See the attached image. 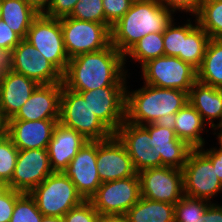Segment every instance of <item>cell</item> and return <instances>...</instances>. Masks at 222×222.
Here are the masks:
<instances>
[{
	"instance_id": "cell-1",
	"label": "cell",
	"mask_w": 222,
	"mask_h": 222,
	"mask_svg": "<svg viewBox=\"0 0 222 222\" xmlns=\"http://www.w3.org/2000/svg\"><path fill=\"white\" fill-rule=\"evenodd\" d=\"M125 56L112 44L69 59L62 74L63 86L75 92L106 86H126Z\"/></svg>"
},
{
	"instance_id": "cell-2",
	"label": "cell",
	"mask_w": 222,
	"mask_h": 222,
	"mask_svg": "<svg viewBox=\"0 0 222 222\" xmlns=\"http://www.w3.org/2000/svg\"><path fill=\"white\" fill-rule=\"evenodd\" d=\"M127 87L125 120L135 125L170 122L175 113L188 102V93L179 89L145 84L130 92Z\"/></svg>"
},
{
	"instance_id": "cell-3",
	"label": "cell",
	"mask_w": 222,
	"mask_h": 222,
	"mask_svg": "<svg viewBox=\"0 0 222 222\" xmlns=\"http://www.w3.org/2000/svg\"><path fill=\"white\" fill-rule=\"evenodd\" d=\"M173 13L157 0L132 3L111 28V44L123 55L149 33H163Z\"/></svg>"
},
{
	"instance_id": "cell-4",
	"label": "cell",
	"mask_w": 222,
	"mask_h": 222,
	"mask_svg": "<svg viewBox=\"0 0 222 222\" xmlns=\"http://www.w3.org/2000/svg\"><path fill=\"white\" fill-rule=\"evenodd\" d=\"M59 122L75 129L88 141L110 138L114 133L95 115L83 96L62 85Z\"/></svg>"
},
{
	"instance_id": "cell-5",
	"label": "cell",
	"mask_w": 222,
	"mask_h": 222,
	"mask_svg": "<svg viewBox=\"0 0 222 222\" xmlns=\"http://www.w3.org/2000/svg\"><path fill=\"white\" fill-rule=\"evenodd\" d=\"M43 216L63 217L84 201L75 185L63 172L51 173L29 193Z\"/></svg>"
},
{
	"instance_id": "cell-6",
	"label": "cell",
	"mask_w": 222,
	"mask_h": 222,
	"mask_svg": "<svg viewBox=\"0 0 222 222\" xmlns=\"http://www.w3.org/2000/svg\"><path fill=\"white\" fill-rule=\"evenodd\" d=\"M59 20L64 48L69 59L102 50L111 44V29L105 24L78 20L69 16Z\"/></svg>"
},
{
	"instance_id": "cell-7",
	"label": "cell",
	"mask_w": 222,
	"mask_h": 222,
	"mask_svg": "<svg viewBox=\"0 0 222 222\" xmlns=\"http://www.w3.org/2000/svg\"><path fill=\"white\" fill-rule=\"evenodd\" d=\"M144 84L159 88L179 89L189 93L197 81V70L175 56L151 59L142 66Z\"/></svg>"
},
{
	"instance_id": "cell-8",
	"label": "cell",
	"mask_w": 222,
	"mask_h": 222,
	"mask_svg": "<svg viewBox=\"0 0 222 222\" xmlns=\"http://www.w3.org/2000/svg\"><path fill=\"white\" fill-rule=\"evenodd\" d=\"M114 134L124 144L137 172L162 167L161 156L157 155L156 123L141 126L125 120Z\"/></svg>"
},
{
	"instance_id": "cell-9",
	"label": "cell",
	"mask_w": 222,
	"mask_h": 222,
	"mask_svg": "<svg viewBox=\"0 0 222 222\" xmlns=\"http://www.w3.org/2000/svg\"><path fill=\"white\" fill-rule=\"evenodd\" d=\"M182 170L184 195L211 202L222 190L216 167L199 148L192 149Z\"/></svg>"
},
{
	"instance_id": "cell-10",
	"label": "cell",
	"mask_w": 222,
	"mask_h": 222,
	"mask_svg": "<svg viewBox=\"0 0 222 222\" xmlns=\"http://www.w3.org/2000/svg\"><path fill=\"white\" fill-rule=\"evenodd\" d=\"M26 40L62 74L65 72L69 57L64 48L63 32L59 19L39 14L29 28Z\"/></svg>"
},
{
	"instance_id": "cell-11",
	"label": "cell",
	"mask_w": 222,
	"mask_h": 222,
	"mask_svg": "<svg viewBox=\"0 0 222 222\" xmlns=\"http://www.w3.org/2000/svg\"><path fill=\"white\" fill-rule=\"evenodd\" d=\"M140 195L153 201L176 204L184 196L183 170L163 166L138 172Z\"/></svg>"
},
{
	"instance_id": "cell-12",
	"label": "cell",
	"mask_w": 222,
	"mask_h": 222,
	"mask_svg": "<svg viewBox=\"0 0 222 222\" xmlns=\"http://www.w3.org/2000/svg\"><path fill=\"white\" fill-rule=\"evenodd\" d=\"M139 176L101 183L89 199L100 214L125 215L140 199Z\"/></svg>"
},
{
	"instance_id": "cell-13",
	"label": "cell",
	"mask_w": 222,
	"mask_h": 222,
	"mask_svg": "<svg viewBox=\"0 0 222 222\" xmlns=\"http://www.w3.org/2000/svg\"><path fill=\"white\" fill-rule=\"evenodd\" d=\"M51 173L47 149L19 150L14 174L7 185L10 189L30 193Z\"/></svg>"
},
{
	"instance_id": "cell-14",
	"label": "cell",
	"mask_w": 222,
	"mask_h": 222,
	"mask_svg": "<svg viewBox=\"0 0 222 222\" xmlns=\"http://www.w3.org/2000/svg\"><path fill=\"white\" fill-rule=\"evenodd\" d=\"M79 93L95 115L113 133L124 123L126 86H106Z\"/></svg>"
},
{
	"instance_id": "cell-15",
	"label": "cell",
	"mask_w": 222,
	"mask_h": 222,
	"mask_svg": "<svg viewBox=\"0 0 222 222\" xmlns=\"http://www.w3.org/2000/svg\"><path fill=\"white\" fill-rule=\"evenodd\" d=\"M11 70L38 84L62 83V73L26 39L12 50Z\"/></svg>"
},
{
	"instance_id": "cell-16",
	"label": "cell",
	"mask_w": 222,
	"mask_h": 222,
	"mask_svg": "<svg viewBox=\"0 0 222 222\" xmlns=\"http://www.w3.org/2000/svg\"><path fill=\"white\" fill-rule=\"evenodd\" d=\"M96 165L101 183L138 175L124 144L115 134L97 141Z\"/></svg>"
},
{
	"instance_id": "cell-17",
	"label": "cell",
	"mask_w": 222,
	"mask_h": 222,
	"mask_svg": "<svg viewBox=\"0 0 222 222\" xmlns=\"http://www.w3.org/2000/svg\"><path fill=\"white\" fill-rule=\"evenodd\" d=\"M96 158L97 141H87L62 171L84 200H89L101 185Z\"/></svg>"
},
{
	"instance_id": "cell-18",
	"label": "cell",
	"mask_w": 222,
	"mask_h": 222,
	"mask_svg": "<svg viewBox=\"0 0 222 222\" xmlns=\"http://www.w3.org/2000/svg\"><path fill=\"white\" fill-rule=\"evenodd\" d=\"M63 83L39 84L19 111L9 120H43L60 118Z\"/></svg>"
},
{
	"instance_id": "cell-19",
	"label": "cell",
	"mask_w": 222,
	"mask_h": 222,
	"mask_svg": "<svg viewBox=\"0 0 222 222\" xmlns=\"http://www.w3.org/2000/svg\"><path fill=\"white\" fill-rule=\"evenodd\" d=\"M59 119L7 120L6 135L18 150L47 149Z\"/></svg>"
},
{
	"instance_id": "cell-20",
	"label": "cell",
	"mask_w": 222,
	"mask_h": 222,
	"mask_svg": "<svg viewBox=\"0 0 222 222\" xmlns=\"http://www.w3.org/2000/svg\"><path fill=\"white\" fill-rule=\"evenodd\" d=\"M38 83L12 70L0 76V109L6 120L12 118L29 99Z\"/></svg>"
},
{
	"instance_id": "cell-21",
	"label": "cell",
	"mask_w": 222,
	"mask_h": 222,
	"mask_svg": "<svg viewBox=\"0 0 222 222\" xmlns=\"http://www.w3.org/2000/svg\"><path fill=\"white\" fill-rule=\"evenodd\" d=\"M87 141L75 129L57 122L47 148L53 172H62Z\"/></svg>"
},
{
	"instance_id": "cell-22",
	"label": "cell",
	"mask_w": 222,
	"mask_h": 222,
	"mask_svg": "<svg viewBox=\"0 0 222 222\" xmlns=\"http://www.w3.org/2000/svg\"><path fill=\"white\" fill-rule=\"evenodd\" d=\"M157 155L161 156L162 167L183 169L192 151L186 142L177 138L170 122L156 123Z\"/></svg>"
},
{
	"instance_id": "cell-23",
	"label": "cell",
	"mask_w": 222,
	"mask_h": 222,
	"mask_svg": "<svg viewBox=\"0 0 222 222\" xmlns=\"http://www.w3.org/2000/svg\"><path fill=\"white\" fill-rule=\"evenodd\" d=\"M188 102L200 113L203 121L212 129L222 123V89L199 82L188 93ZM219 120L215 124L213 120Z\"/></svg>"
},
{
	"instance_id": "cell-24",
	"label": "cell",
	"mask_w": 222,
	"mask_h": 222,
	"mask_svg": "<svg viewBox=\"0 0 222 222\" xmlns=\"http://www.w3.org/2000/svg\"><path fill=\"white\" fill-rule=\"evenodd\" d=\"M170 123L177 138L186 142L191 148L204 147L205 140L201 133L206 125L200 113L189 102L175 113Z\"/></svg>"
},
{
	"instance_id": "cell-25",
	"label": "cell",
	"mask_w": 222,
	"mask_h": 222,
	"mask_svg": "<svg viewBox=\"0 0 222 222\" xmlns=\"http://www.w3.org/2000/svg\"><path fill=\"white\" fill-rule=\"evenodd\" d=\"M175 204L140 197L126 213L127 222H174Z\"/></svg>"
},
{
	"instance_id": "cell-26",
	"label": "cell",
	"mask_w": 222,
	"mask_h": 222,
	"mask_svg": "<svg viewBox=\"0 0 222 222\" xmlns=\"http://www.w3.org/2000/svg\"><path fill=\"white\" fill-rule=\"evenodd\" d=\"M38 15L24 0H1V19L22 39Z\"/></svg>"
},
{
	"instance_id": "cell-27",
	"label": "cell",
	"mask_w": 222,
	"mask_h": 222,
	"mask_svg": "<svg viewBox=\"0 0 222 222\" xmlns=\"http://www.w3.org/2000/svg\"><path fill=\"white\" fill-rule=\"evenodd\" d=\"M197 80L222 89V40L210 38L202 65L197 70Z\"/></svg>"
},
{
	"instance_id": "cell-28",
	"label": "cell",
	"mask_w": 222,
	"mask_h": 222,
	"mask_svg": "<svg viewBox=\"0 0 222 222\" xmlns=\"http://www.w3.org/2000/svg\"><path fill=\"white\" fill-rule=\"evenodd\" d=\"M209 40V35L197 24L184 38L183 53H180V59L198 70L202 65Z\"/></svg>"
},
{
	"instance_id": "cell-29",
	"label": "cell",
	"mask_w": 222,
	"mask_h": 222,
	"mask_svg": "<svg viewBox=\"0 0 222 222\" xmlns=\"http://www.w3.org/2000/svg\"><path fill=\"white\" fill-rule=\"evenodd\" d=\"M195 17L210 38L222 40V0H203Z\"/></svg>"
},
{
	"instance_id": "cell-30",
	"label": "cell",
	"mask_w": 222,
	"mask_h": 222,
	"mask_svg": "<svg viewBox=\"0 0 222 222\" xmlns=\"http://www.w3.org/2000/svg\"><path fill=\"white\" fill-rule=\"evenodd\" d=\"M129 55V56H128ZM165 55L163 33H149L142 37L126 54L134 61L141 63V66L151 59Z\"/></svg>"
},
{
	"instance_id": "cell-31",
	"label": "cell",
	"mask_w": 222,
	"mask_h": 222,
	"mask_svg": "<svg viewBox=\"0 0 222 222\" xmlns=\"http://www.w3.org/2000/svg\"><path fill=\"white\" fill-rule=\"evenodd\" d=\"M197 24L196 18L194 25L189 18L187 23L181 26H175L174 20L172 19L163 32L165 56L180 58V53H183L184 38Z\"/></svg>"
},
{
	"instance_id": "cell-32",
	"label": "cell",
	"mask_w": 222,
	"mask_h": 222,
	"mask_svg": "<svg viewBox=\"0 0 222 222\" xmlns=\"http://www.w3.org/2000/svg\"><path fill=\"white\" fill-rule=\"evenodd\" d=\"M210 201L184 195L176 204L174 222H196L210 205Z\"/></svg>"
},
{
	"instance_id": "cell-33",
	"label": "cell",
	"mask_w": 222,
	"mask_h": 222,
	"mask_svg": "<svg viewBox=\"0 0 222 222\" xmlns=\"http://www.w3.org/2000/svg\"><path fill=\"white\" fill-rule=\"evenodd\" d=\"M18 148L7 136L0 137V181L8 184L14 174Z\"/></svg>"
},
{
	"instance_id": "cell-34",
	"label": "cell",
	"mask_w": 222,
	"mask_h": 222,
	"mask_svg": "<svg viewBox=\"0 0 222 222\" xmlns=\"http://www.w3.org/2000/svg\"><path fill=\"white\" fill-rule=\"evenodd\" d=\"M42 217L35 199L29 193H23L16 200L10 222H41Z\"/></svg>"
},
{
	"instance_id": "cell-35",
	"label": "cell",
	"mask_w": 222,
	"mask_h": 222,
	"mask_svg": "<svg viewBox=\"0 0 222 222\" xmlns=\"http://www.w3.org/2000/svg\"><path fill=\"white\" fill-rule=\"evenodd\" d=\"M69 17L106 25L102 0H79Z\"/></svg>"
},
{
	"instance_id": "cell-36",
	"label": "cell",
	"mask_w": 222,
	"mask_h": 222,
	"mask_svg": "<svg viewBox=\"0 0 222 222\" xmlns=\"http://www.w3.org/2000/svg\"><path fill=\"white\" fill-rule=\"evenodd\" d=\"M98 212L90 200H84L70 209L64 216V222H96Z\"/></svg>"
},
{
	"instance_id": "cell-37",
	"label": "cell",
	"mask_w": 222,
	"mask_h": 222,
	"mask_svg": "<svg viewBox=\"0 0 222 222\" xmlns=\"http://www.w3.org/2000/svg\"><path fill=\"white\" fill-rule=\"evenodd\" d=\"M106 25L111 29L130 9L131 0H102Z\"/></svg>"
},
{
	"instance_id": "cell-38",
	"label": "cell",
	"mask_w": 222,
	"mask_h": 222,
	"mask_svg": "<svg viewBox=\"0 0 222 222\" xmlns=\"http://www.w3.org/2000/svg\"><path fill=\"white\" fill-rule=\"evenodd\" d=\"M22 192L8 189L0 197V222H10L16 200L22 195Z\"/></svg>"
},
{
	"instance_id": "cell-39",
	"label": "cell",
	"mask_w": 222,
	"mask_h": 222,
	"mask_svg": "<svg viewBox=\"0 0 222 222\" xmlns=\"http://www.w3.org/2000/svg\"><path fill=\"white\" fill-rule=\"evenodd\" d=\"M203 0H157V2L170 10L173 14L177 10L196 15Z\"/></svg>"
},
{
	"instance_id": "cell-40",
	"label": "cell",
	"mask_w": 222,
	"mask_h": 222,
	"mask_svg": "<svg viewBox=\"0 0 222 222\" xmlns=\"http://www.w3.org/2000/svg\"><path fill=\"white\" fill-rule=\"evenodd\" d=\"M79 0H52L46 16L60 19L70 16Z\"/></svg>"
},
{
	"instance_id": "cell-41",
	"label": "cell",
	"mask_w": 222,
	"mask_h": 222,
	"mask_svg": "<svg viewBox=\"0 0 222 222\" xmlns=\"http://www.w3.org/2000/svg\"><path fill=\"white\" fill-rule=\"evenodd\" d=\"M22 38L0 19V49L13 50Z\"/></svg>"
},
{
	"instance_id": "cell-42",
	"label": "cell",
	"mask_w": 222,
	"mask_h": 222,
	"mask_svg": "<svg viewBox=\"0 0 222 222\" xmlns=\"http://www.w3.org/2000/svg\"><path fill=\"white\" fill-rule=\"evenodd\" d=\"M196 222H222V205L211 202Z\"/></svg>"
},
{
	"instance_id": "cell-43",
	"label": "cell",
	"mask_w": 222,
	"mask_h": 222,
	"mask_svg": "<svg viewBox=\"0 0 222 222\" xmlns=\"http://www.w3.org/2000/svg\"><path fill=\"white\" fill-rule=\"evenodd\" d=\"M199 149L212 161L213 166L216 167V175L222 183V150L219 148H211L205 151L203 147Z\"/></svg>"
},
{
	"instance_id": "cell-44",
	"label": "cell",
	"mask_w": 222,
	"mask_h": 222,
	"mask_svg": "<svg viewBox=\"0 0 222 222\" xmlns=\"http://www.w3.org/2000/svg\"><path fill=\"white\" fill-rule=\"evenodd\" d=\"M12 69V50L0 49V75Z\"/></svg>"
},
{
	"instance_id": "cell-45",
	"label": "cell",
	"mask_w": 222,
	"mask_h": 222,
	"mask_svg": "<svg viewBox=\"0 0 222 222\" xmlns=\"http://www.w3.org/2000/svg\"><path fill=\"white\" fill-rule=\"evenodd\" d=\"M38 14H45L52 0H24Z\"/></svg>"
},
{
	"instance_id": "cell-46",
	"label": "cell",
	"mask_w": 222,
	"mask_h": 222,
	"mask_svg": "<svg viewBox=\"0 0 222 222\" xmlns=\"http://www.w3.org/2000/svg\"><path fill=\"white\" fill-rule=\"evenodd\" d=\"M96 222H127L124 215H112V214H100L98 213V217Z\"/></svg>"
},
{
	"instance_id": "cell-47",
	"label": "cell",
	"mask_w": 222,
	"mask_h": 222,
	"mask_svg": "<svg viewBox=\"0 0 222 222\" xmlns=\"http://www.w3.org/2000/svg\"><path fill=\"white\" fill-rule=\"evenodd\" d=\"M7 120L3 117L0 109V137L6 135Z\"/></svg>"
},
{
	"instance_id": "cell-48",
	"label": "cell",
	"mask_w": 222,
	"mask_h": 222,
	"mask_svg": "<svg viewBox=\"0 0 222 222\" xmlns=\"http://www.w3.org/2000/svg\"><path fill=\"white\" fill-rule=\"evenodd\" d=\"M41 222H64V219L58 216H43Z\"/></svg>"
},
{
	"instance_id": "cell-49",
	"label": "cell",
	"mask_w": 222,
	"mask_h": 222,
	"mask_svg": "<svg viewBox=\"0 0 222 222\" xmlns=\"http://www.w3.org/2000/svg\"><path fill=\"white\" fill-rule=\"evenodd\" d=\"M9 189L8 185L0 181V197Z\"/></svg>"
},
{
	"instance_id": "cell-50",
	"label": "cell",
	"mask_w": 222,
	"mask_h": 222,
	"mask_svg": "<svg viewBox=\"0 0 222 222\" xmlns=\"http://www.w3.org/2000/svg\"><path fill=\"white\" fill-rule=\"evenodd\" d=\"M217 138H218V141H219V145H220V148L222 150V129H220L219 133H217Z\"/></svg>"
},
{
	"instance_id": "cell-51",
	"label": "cell",
	"mask_w": 222,
	"mask_h": 222,
	"mask_svg": "<svg viewBox=\"0 0 222 222\" xmlns=\"http://www.w3.org/2000/svg\"><path fill=\"white\" fill-rule=\"evenodd\" d=\"M153 0H131L132 3H139V2H150Z\"/></svg>"
},
{
	"instance_id": "cell-52",
	"label": "cell",
	"mask_w": 222,
	"mask_h": 222,
	"mask_svg": "<svg viewBox=\"0 0 222 222\" xmlns=\"http://www.w3.org/2000/svg\"><path fill=\"white\" fill-rule=\"evenodd\" d=\"M219 130V129H222V123L220 124V125H218L216 128H214L213 130L215 131V130Z\"/></svg>"
},
{
	"instance_id": "cell-53",
	"label": "cell",
	"mask_w": 222,
	"mask_h": 222,
	"mask_svg": "<svg viewBox=\"0 0 222 222\" xmlns=\"http://www.w3.org/2000/svg\"><path fill=\"white\" fill-rule=\"evenodd\" d=\"M0 19H1V0H0Z\"/></svg>"
}]
</instances>
